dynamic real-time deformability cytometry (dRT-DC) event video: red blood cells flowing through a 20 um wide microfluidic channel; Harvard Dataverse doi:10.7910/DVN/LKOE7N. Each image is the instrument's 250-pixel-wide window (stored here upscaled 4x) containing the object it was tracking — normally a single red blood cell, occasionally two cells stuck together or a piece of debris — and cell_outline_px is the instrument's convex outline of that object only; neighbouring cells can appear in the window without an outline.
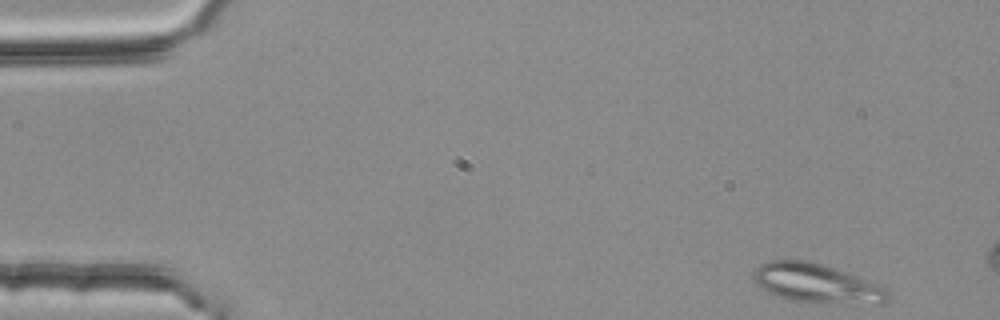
{"species": "common noctule bat (a hibernating species)", "species_latin": "Nyctalus noctula", "temperature_condition": "room temperature", "stored_images_in_passage": 3, "camera_frame_rate_fps": 3000, "um_per_image_px": 0.085, "animal": {"sex": "female", "body_mass_g": 25.1}, "frame": {"image": 1, "passage_image": 1, "time_ms": 0.0, "image_size_px": [1000, 320], "cell_outline_px": [[888, 300], [880, 304], [876, 304], [792, 300], [776, 296], [760, 288], [756, 284], [752, 276], [752, 272], [760, 264], [768, 260], [808, 260], [824, 264], [868, 280], [884, 288], [888, 292]], "centroid_in_image_um": [69.35, 24.06], "position_along_channel_um": 15.7, "area_um2": 30.35}}